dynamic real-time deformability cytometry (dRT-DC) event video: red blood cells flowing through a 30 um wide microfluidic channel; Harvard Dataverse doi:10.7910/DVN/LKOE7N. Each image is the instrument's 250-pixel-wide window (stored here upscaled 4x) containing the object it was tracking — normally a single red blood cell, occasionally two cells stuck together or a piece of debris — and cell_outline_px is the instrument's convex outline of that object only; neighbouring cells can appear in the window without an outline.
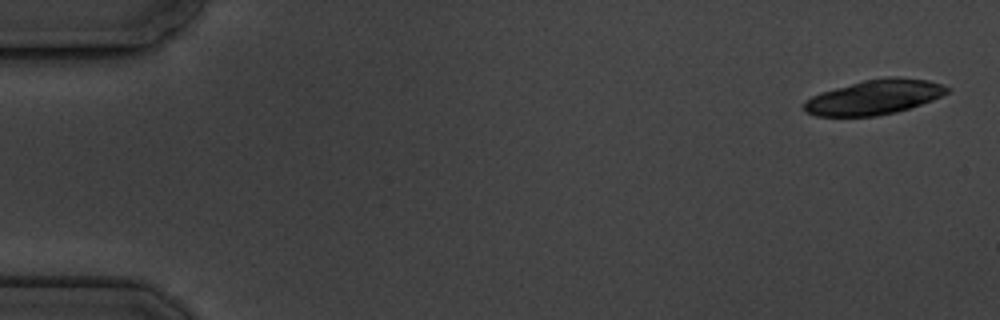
{"species": "common noctule bat (a hibernating species)", "species_latin": "Nyctalus noctula", "temperature_condition": "cold", "stored_images_in_passage": 7, "segment_of_instrument_passage": [1, 2], "camera_frame_rate_fps": 3000, "um_per_image_px": 0.085, "animal": {"sex": "male", "body_mass_g": 19.5, "forearm_length_mm": 54.6}, "frame": {"image": 1, "passage_image": 1, "time_ms": 0.0, "image_size_px": [1000, 320], "cell_outline_px": [[952, 88], [948, 92], [932, 100], [896, 112], [876, 116], [816, 116], [804, 112], [804, 100], [820, 92], [864, 80], [888, 76], [896, 76], [928, 80]], "centroid_in_image_um": [74.29, 8.25], "position_along_channel_um": 10.7, "area_um2": 28.96}}